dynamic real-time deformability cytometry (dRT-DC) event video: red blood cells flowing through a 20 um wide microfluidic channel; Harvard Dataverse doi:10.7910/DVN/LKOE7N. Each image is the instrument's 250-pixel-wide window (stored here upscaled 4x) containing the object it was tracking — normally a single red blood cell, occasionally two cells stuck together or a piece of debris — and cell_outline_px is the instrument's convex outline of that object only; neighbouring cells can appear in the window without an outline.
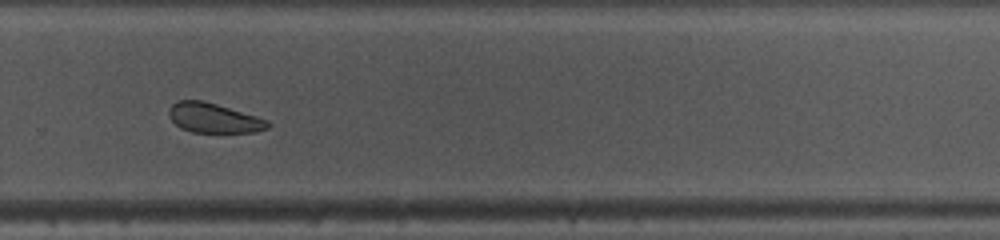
{"species": "common noctule bat (a hibernating species)", "species_latin": "Nyctalus noctula", "temperature_condition": "warm", "stored_images_in_passage": 38, "camera_frame_rate_fps": 3000, "um_per_image_px": 0.085, "animal": {"sex": "female", "body_mass_g": 10.0, "forearm_length_mm": 53.1}, "frame": {"image": 1, "passage_image": 22, "time_ms": 7.0, "image_size_px": [1000, 240], "cell_outline_px": [[268, 128], [256, 132], [192, 132], [180, 128], [168, 116], [168, 108], [176, 100], [204, 100], [256, 116], [268, 120]], "centroid_in_image_um": [18.12, 10.02], "position_along_channel_um": 311.7, "area_um2": 17.11}}
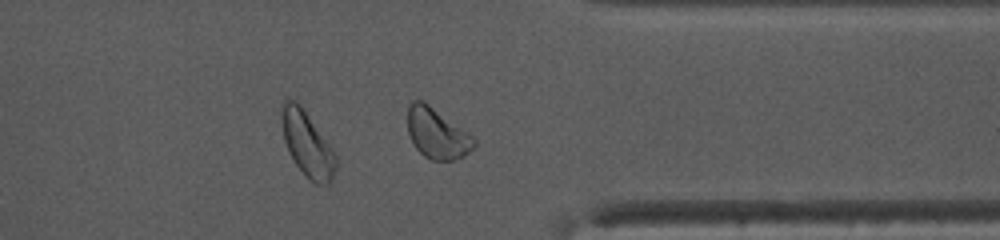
{"frame": {"image": 2, "passage_image": 27, "time_ms": 8.667, "image_size_px": [1000, 240], "cell_outline_px": [[476, 144], [464, 156], [452, 160], [432, 160], [424, 156], [416, 148], [408, 132], [408, 104], [412, 100], [424, 100], [472, 136], [476, 140]], "centroid_in_image_um": [37.12, 11.32], "position_along_channel_um": 374.3, "area_um2": 19.31}}
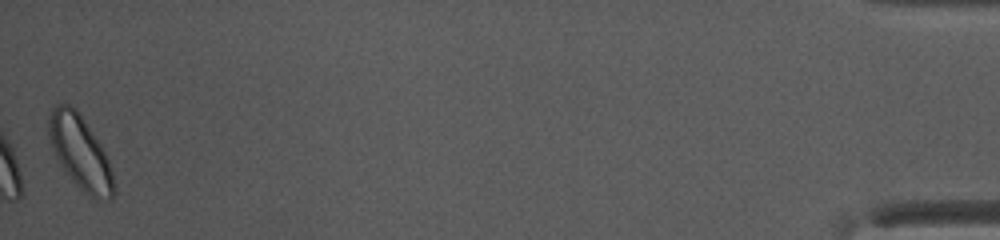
{"frame": {"image": 3, "passage_image": 38, "time_ms": 12.333, "image_size_px": [1000, 240], "cell_outline_px": [[116, 192], [112, 200], [96, 200], [88, 196], [72, 180], [60, 164], [48, 140], [48, 116], [52, 108], [60, 104], [68, 104], [76, 108], [80, 112], [100, 144], [108, 160], [112, 172]], "centroid_in_image_um": [6.82, 12.97], "position_along_channel_um": 428.4, "area_um2": 28.03}, "authors_computed_cell_mechanics": {"area_um2": 18.9295, "velocity_mm_per_s": 4.0846, "shape_relaxation_time_tau1_ms": 2.5592, "shape_relaxation_time_tau2_ms": 3.636, "deformation_change_tau1": 0.0892, "deformation_change_tau2": 0.0982}}